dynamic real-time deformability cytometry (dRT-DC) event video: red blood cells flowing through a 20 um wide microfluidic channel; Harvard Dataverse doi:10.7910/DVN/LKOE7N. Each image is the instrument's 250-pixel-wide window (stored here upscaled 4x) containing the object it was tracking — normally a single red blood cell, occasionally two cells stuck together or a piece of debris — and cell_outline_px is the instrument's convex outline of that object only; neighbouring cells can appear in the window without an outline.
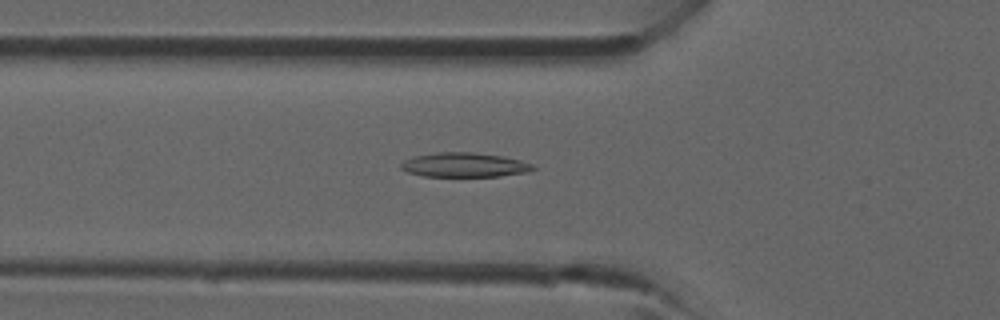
{"species": "common noctule bat (a hibernating species)", "species_latin": "Nyctalus noctula", "temperature_condition": "room temperature", "stored_images_in_passage": 34, "camera_frame_rate_fps": 3000, "um_per_image_px": 0.085, "animal": {"sex": "male", "forearm_length_mm": 52.5}, "frame": {"image": 1, "passage_image": 7, "time_ms": 2.0, "image_size_px": [1000, 320], "cell_outline_px": [[536, 168], [528, 172], [500, 176], [424, 176], [408, 172], [400, 168], [400, 164], [404, 160], [412, 156], [436, 152], [472, 152], [504, 156], [536, 164]], "centroid_in_image_um": [39.49, 14.01], "position_along_channel_um": 86.3, "area_um2": 18.96}}
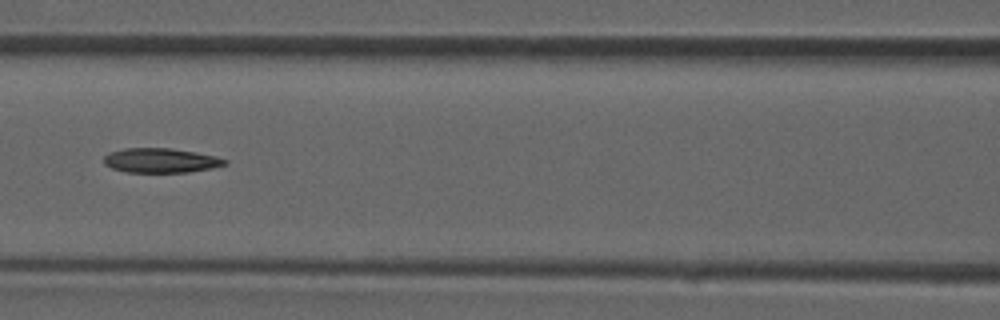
{"frame": {"image": 2, "passage_image": 11, "time_ms": 3.333, "image_size_px": [1000, 320], "cell_outline_px": [[228, 164], [212, 168], [188, 172], [128, 172], [112, 168], [104, 164], [104, 156], [108, 152], [124, 148], [172, 148], [196, 152], [216, 156], [228, 160]], "centroid_in_image_um": [13.67, 13.63], "position_along_channel_um": 152.9, "area_um2": 17.4}}
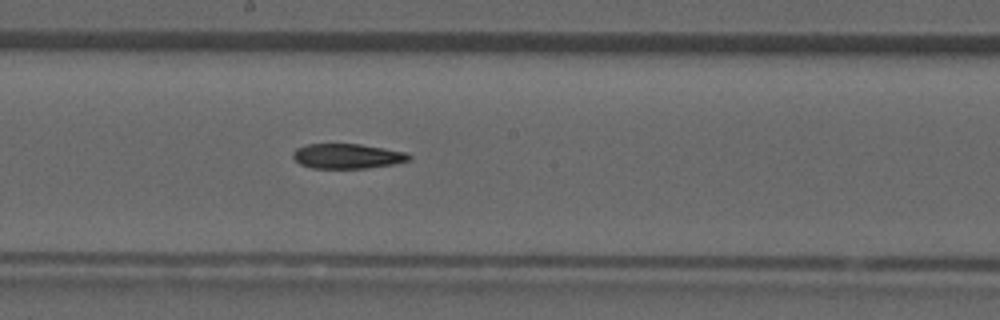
{"frame": {"image": 3, "passage_image": 15, "time_ms": 4.667, "image_size_px": [1000, 320], "cell_outline_px": [[412, 156], [408, 160], [392, 164], [368, 168], [312, 168], [300, 164], [292, 156], [292, 152], [296, 148], [308, 144], [360, 144], [408, 152]], "centroid_in_image_um": [29.51, 13.27], "position_along_channel_um": 218.7, "area_um2": 16.82}}